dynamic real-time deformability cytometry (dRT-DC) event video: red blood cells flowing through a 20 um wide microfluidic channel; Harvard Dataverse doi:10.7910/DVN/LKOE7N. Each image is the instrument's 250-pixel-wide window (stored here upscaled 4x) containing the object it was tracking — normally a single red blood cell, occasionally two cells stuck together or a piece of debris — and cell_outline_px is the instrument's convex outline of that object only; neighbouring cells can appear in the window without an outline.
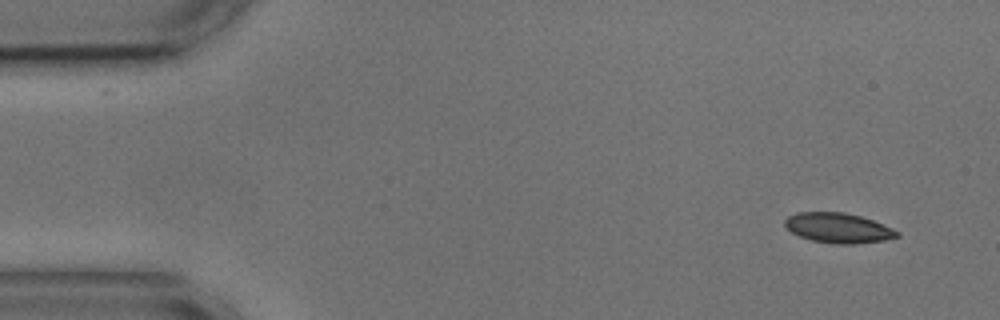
{"species": "common noctule bat (a hibernating species)", "species_latin": "Nyctalus noctula", "temperature_condition": "cold", "stored_images_in_passage": 4, "camera_frame_rate_fps": 3000, "um_per_image_px": 0.085, "animal": {"sex": "male", "body_mass_g": 17.9, "forearm_length_mm": 54.2}, "frame": {"image": 1, "passage_image": 1, "time_ms": 0.0, "image_size_px": [1000, 320], "cell_outline_px": [[900, 236], [884, 240], [852, 244], [836, 244], [812, 240], [800, 236], [792, 232], [784, 224], [784, 220], [788, 216], [796, 212], [844, 212], [860, 216], [872, 220], [892, 228], [900, 232]], "centroid_in_image_um": [71.25, 19.37], "position_along_channel_um": 13.8, "area_um2": 19.48}}
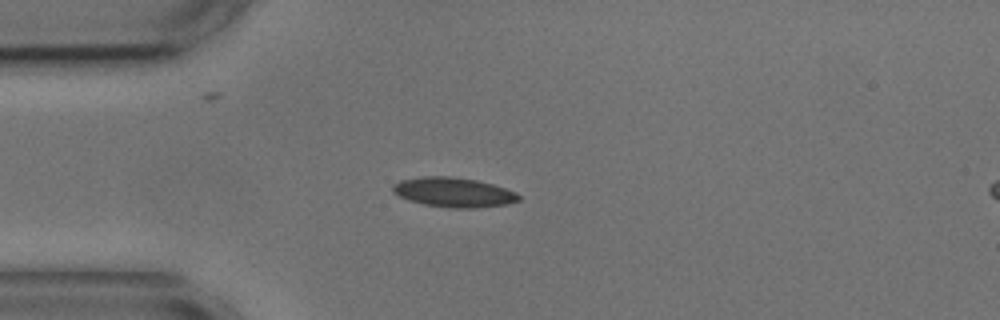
{"frame": {"image": 2, "passage_image": 4, "time_ms": 3.333, "image_size_px": [1000, 320], "cell_outline_px": [[520, 200], [508, 204], [472, 208], [452, 208], [424, 204], [408, 200], [392, 192], [392, 184], [400, 180], [424, 176], [448, 176], [476, 180], [492, 184], [516, 192], [520, 196]], "centroid_in_image_um": [38.54, 16.34], "position_along_channel_um": 46.5, "area_um2": 21.68}}